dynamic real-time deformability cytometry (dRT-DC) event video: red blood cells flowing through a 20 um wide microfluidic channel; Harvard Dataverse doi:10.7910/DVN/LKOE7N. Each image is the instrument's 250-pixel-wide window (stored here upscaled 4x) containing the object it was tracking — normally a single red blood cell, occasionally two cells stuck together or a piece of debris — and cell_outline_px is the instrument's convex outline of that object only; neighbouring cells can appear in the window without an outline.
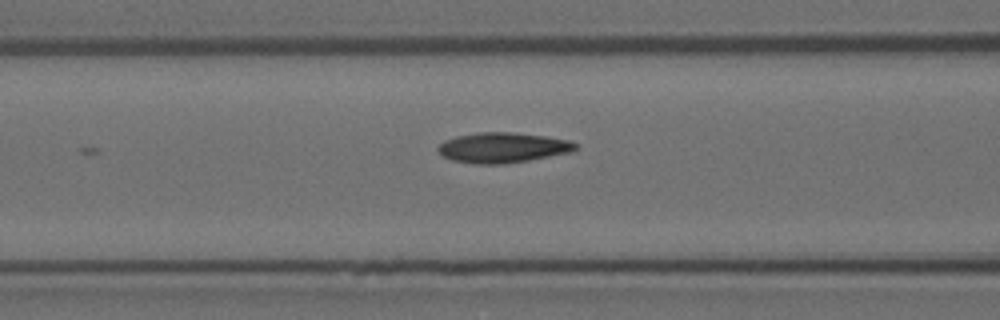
{"species": "Egyptian fruit bat (a non-hibernating species)", "species_latin": "Rousettus aegyptiacus", "temperature_condition": "room temperature", "stored_images_in_passage": 4, "camera_frame_rate_fps": 3000, "um_per_image_px": 0.085, "animal": {"sex": "female"}, "frame": {"image": 1, "passage_image": 3, "time_ms": 0.667, "image_size_px": [1000, 320], "cell_outline_px": [[576, 148], [572, 152], [528, 160], [504, 164], [476, 164], [452, 160], [444, 156], [436, 148], [444, 140], [456, 136], [480, 132], [512, 132], [544, 136], [568, 140], [576, 144]], "centroid_in_image_um": [42.71, 12.55], "position_along_channel_um": 123.9, "area_um2": 24.04}}
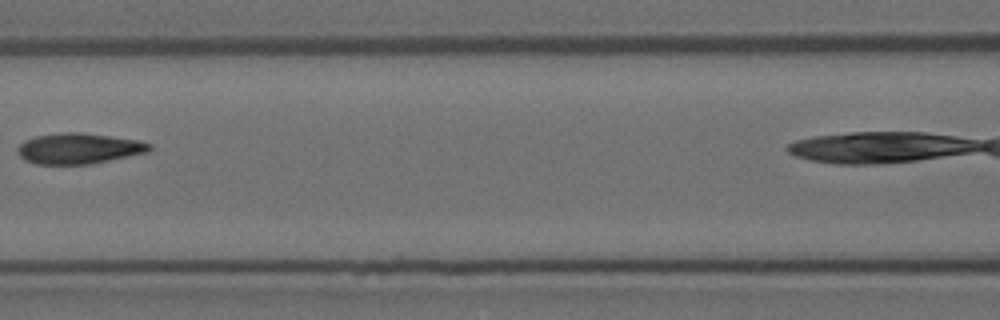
{"frame": {"image": 2, "passage_image": 4, "time_ms": 1.0, "image_size_px": [1000, 320], "cell_outline_px": [[152, 148], [148, 152], [88, 164], [36, 164], [24, 160], [20, 156], [16, 148], [24, 140], [36, 136], [60, 132], [80, 132], [136, 140], [152, 144]], "centroid_in_image_um": [6.65, 12.62], "position_along_channel_um": 159.9, "area_um2": 23.41}}